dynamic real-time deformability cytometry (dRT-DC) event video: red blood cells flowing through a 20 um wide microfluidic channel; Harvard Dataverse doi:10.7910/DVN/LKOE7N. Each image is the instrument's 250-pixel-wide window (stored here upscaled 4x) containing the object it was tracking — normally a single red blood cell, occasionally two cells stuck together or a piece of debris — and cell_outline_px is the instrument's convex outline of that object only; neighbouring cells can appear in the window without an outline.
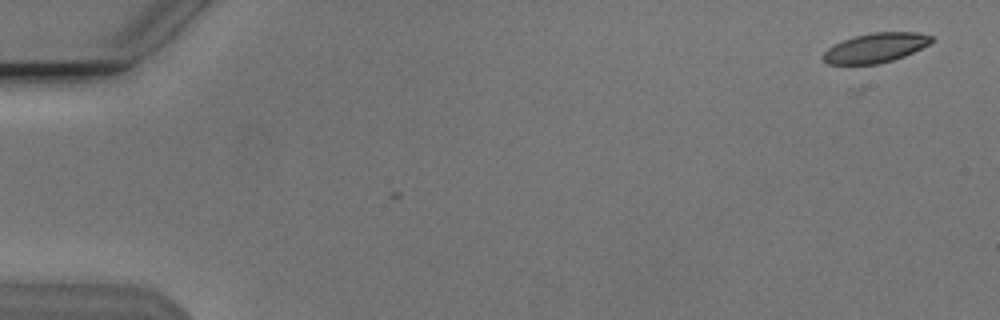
{"species": "Egyptian fruit bat (a non-hibernating species)", "species_latin": "Rousettus aegyptiacus", "temperature_condition": "cold", "stored_images_in_passage": 4, "camera_frame_rate_fps": 3000, "um_per_image_px": 0.085, "animal": {"sex": "male"}, "frame": {"image": 1, "passage_image": 2, "time_ms": 0.333, "image_size_px": [1000, 320], "cell_outline_px": [[936, 40], [904, 56], [880, 64], [860, 68], [828, 64], [820, 56], [828, 48], [844, 40], [856, 36], [872, 32], [916, 32], [932, 36]], "centroid_in_image_um": [74.36, 4.12], "position_along_channel_um": 10.6, "area_um2": 19.25}}